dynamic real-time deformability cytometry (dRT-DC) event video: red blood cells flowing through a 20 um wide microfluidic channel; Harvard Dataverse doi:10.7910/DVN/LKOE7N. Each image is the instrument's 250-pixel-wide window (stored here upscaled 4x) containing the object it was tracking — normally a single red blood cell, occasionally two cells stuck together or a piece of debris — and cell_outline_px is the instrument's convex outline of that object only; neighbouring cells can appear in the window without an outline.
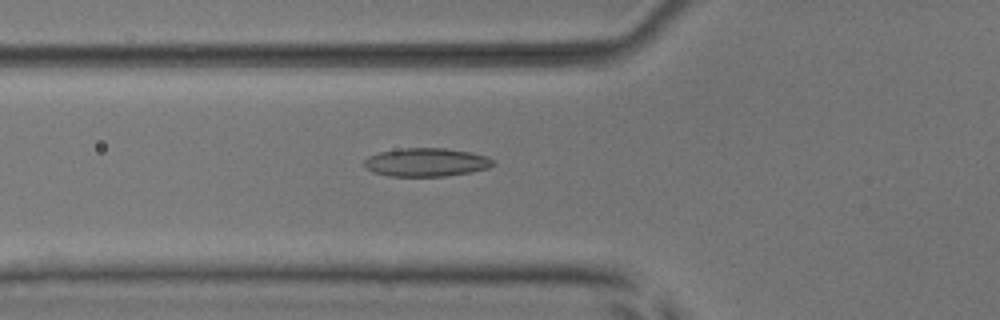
{"species": "common noctule bat (a hibernating species)", "species_latin": "Nyctalus noctula", "temperature_condition": "room temperature", "stored_images_in_passage": 53, "camera_frame_rate_fps": 3000, "um_per_image_px": 0.085, "animal": {"sex": "male", "body_mass_g": 17.9, "forearm_length_mm": 54.2}, "frame": {"image": 1, "passage_image": 20, "time_ms": 6.333, "image_size_px": [1000, 320], "cell_outline_px": [[492, 164], [488, 168], [472, 172], [444, 176], [388, 176], [364, 168], [364, 160], [368, 156], [380, 152], [404, 148], [444, 148], [472, 152], [488, 156], [492, 160]], "centroid_in_image_um": [36.23, 13.79], "position_along_channel_um": 89.6, "area_um2": 21.27}}
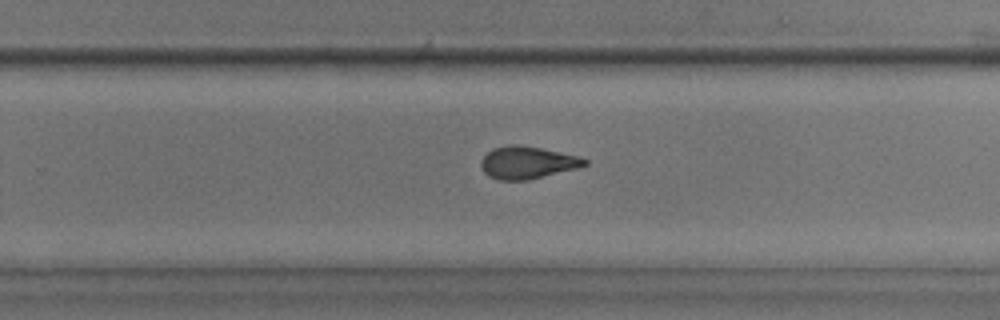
{"frame": {"image": 2, "passage_image": 35, "time_ms": 11.333, "image_size_px": [1000, 320], "cell_outline_px": [[588, 164], [580, 168], [528, 180], [500, 180], [488, 176], [484, 172], [480, 164], [480, 160], [492, 148], [508, 144], [520, 144], [580, 156], [588, 160]], "centroid_in_image_um": [44.84, 13.81], "position_along_channel_um": 285.0, "area_um2": 19.83}}
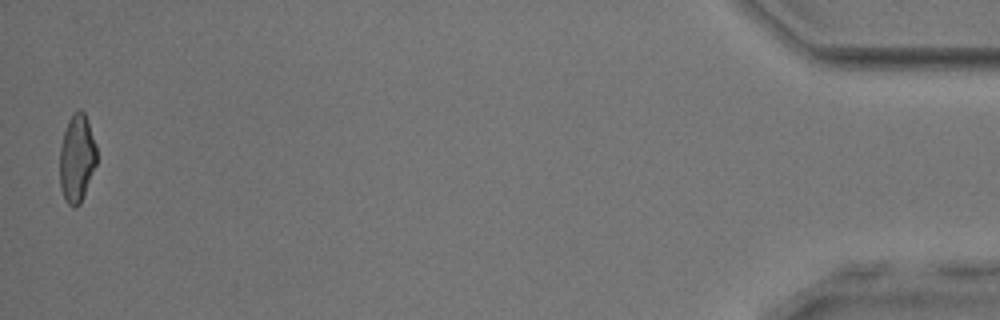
{"frame": {"image": 3, "passage_image": 53, "time_ms": 17.333, "image_size_px": [1000, 320], "cell_outline_px": [[96, 164], [80, 204], [76, 208], [72, 208], [64, 200], [60, 188], [60, 148], [64, 132], [68, 120], [72, 112], [80, 108], [84, 112], [96, 144]], "centroid_in_image_um": [6.52, 13.47], "position_along_channel_um": 428.7, "area_um2": 18.96}, "authors_computed_cell_mechanics": {"area_um2": 19.8832, "velocity_mm_per_s": 3.9138, "shape_relaxation_time_tau1_ms": null, "shape_relaxation_time_tau2_ms": 1.7266, "deformation_change_tau1": null, "deformation_change_tau2": 0.095}}